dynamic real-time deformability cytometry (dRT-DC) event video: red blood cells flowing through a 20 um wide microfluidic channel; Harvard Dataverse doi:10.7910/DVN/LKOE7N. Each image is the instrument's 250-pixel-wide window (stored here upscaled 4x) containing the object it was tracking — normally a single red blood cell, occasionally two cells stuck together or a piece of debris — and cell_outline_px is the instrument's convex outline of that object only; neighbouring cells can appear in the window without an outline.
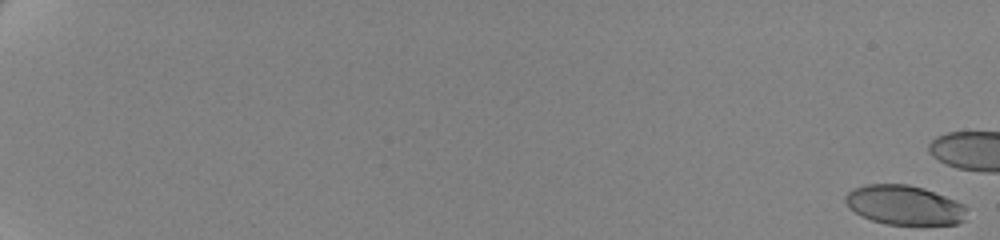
{"species": "human", "species_latin": "Homo sapiens", "temperature_condition": "cold", "stored_images_in_passage": 29, "camera_frame_rate_fps": 3000, "um_per_image_px": 0.085, "donor": {"sex": "female"}, "frame": {"image": 1, "passage_image": 1, "time_ms": 0.0, "image_size_px": [1000, 240], "cell_outline_px": [[968, 208], [964, 220], [956, 224], [884, 224], [860, 216], [848, 208], [844, 200], [844, 196], [852, 188], [864, 184], [908, 184], [924, 188], [956, 200], [964, 204]], "centroid_in_image_um": [76.84, 17.42], "position_along_channel_um": 8.2, "area_um2": 28.26}}
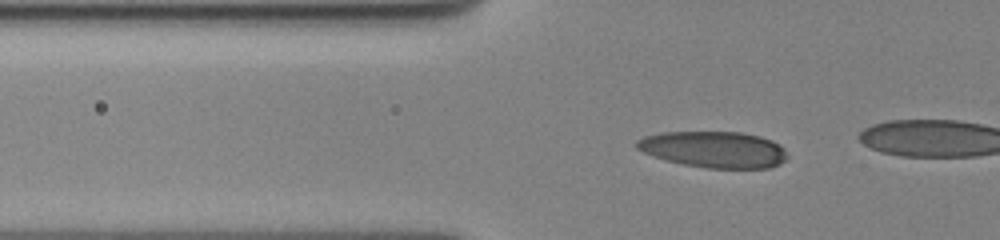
{"frame": {"image": 2, "passage_image": 25, "time_ms": 8.0, "image_size_px": [1000, 240], "cell_outline_px": [[788, 156], [780, 164], [768, 168], [708, 168], [684, 164], [664, 160], [652, 156], [636, 148], [632, 144], [636, 140], [644, 136], [664, 132], [740, 132], [760, 136], [772, 140], [780, 144], [784, 148]], "centroid_in_image_um": [60.67, 12.7], "position_along_channel_um": 65.1, "area_um2": 32.08}}